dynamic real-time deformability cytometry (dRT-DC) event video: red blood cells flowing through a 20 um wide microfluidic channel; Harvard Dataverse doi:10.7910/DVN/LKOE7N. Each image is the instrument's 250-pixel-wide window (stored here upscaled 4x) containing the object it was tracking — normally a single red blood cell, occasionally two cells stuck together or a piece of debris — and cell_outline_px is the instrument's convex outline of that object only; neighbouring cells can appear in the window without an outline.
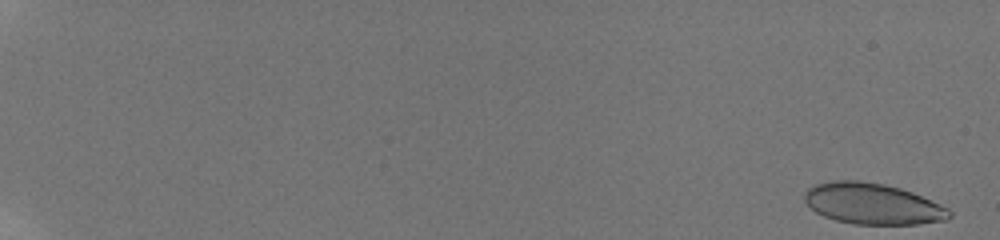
{"species": "human", "species_latin": "Homo sapiens", "temperature_condition": "room temperature", "stored_images_in_passage": 57, "camera_frame_rate_fps": 3000, "um_per_image_px": 0.085, "donor": {"sex": "male"}, "frame": {"image": 1, "passage_image": 1, "time_ms": 0.0, "image_size_px": [1000, 240], "cell_outline_px": [[952, 216], [948, 220], [916, 224], [856, 224], [836, 220], [824, 216], [816, 212], [804, 200], [804, 192], [808, 188], [816, 184], [836, 180], [856, 180], [884, 184], [900, 188], [912, 192], [948, 208], [952, 212]], "centroid_in_image_um": [74.18, 17.32], "position_along_channel_um": 10.8, "area_um2": 34.51}}
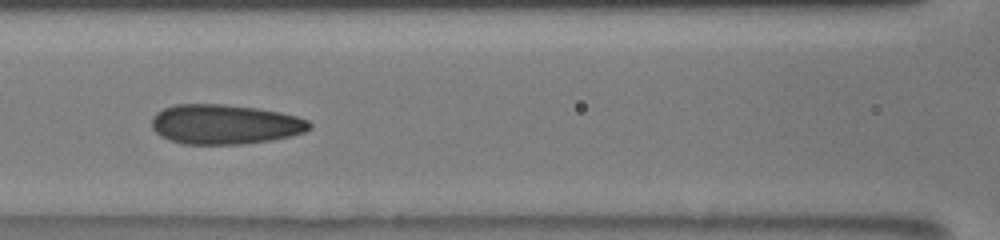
{"frame": {"image": 2, "passage_image": 30, "time_ms": 9.667, "image_size_px": [1000, 240], "cell_outline_px": [[312, 128], [304, 132], [292, 136], [272, 140], [240, 144], [184, 144], [168, 140], [160, 136], [152, 128], [152, 116], [156, 112], [164, 108], [176, 104], [224, 104], [256, 108], [280, 112], [296, 116], [308, 120], [312, 124]], "centroid_in_image_um": [19.11, 10.57], "position_along_channel_um": 147.5, "area_um2": 36.76}}
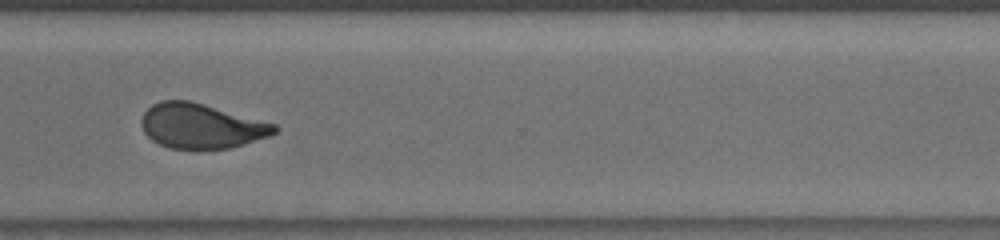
{"frame": {"image": 3, "passage_image": 46, "time_ms": 15.0, "image_size_px": [1000, 240], "cell_outline_px": [[280, 128], [276, 132], [268, 136], [244, 144], [228, 148], [196, 152], [168, 148], [152, 140], [144, 132], [140, 124], [140, 120], [144, 112], [152, 104], [160, 100], [188, 100], [204, 104], [276, 124]], "centroid_in_image_um": [17.07, 10.74], "position_along_channel_um": 353.5, "area_um2": 35.43}, "authors_computed_cell_mechanics": {"area_um2": 35.4314, "velocity_mm_per_s": 3.8714, "shape_relaxation_time_tau1_ms": null, "shape_relaxation_time_tau2_ms": 0.9849, "deformation_change_tau1": null, "deformation_change_tau2": 0.0666}}